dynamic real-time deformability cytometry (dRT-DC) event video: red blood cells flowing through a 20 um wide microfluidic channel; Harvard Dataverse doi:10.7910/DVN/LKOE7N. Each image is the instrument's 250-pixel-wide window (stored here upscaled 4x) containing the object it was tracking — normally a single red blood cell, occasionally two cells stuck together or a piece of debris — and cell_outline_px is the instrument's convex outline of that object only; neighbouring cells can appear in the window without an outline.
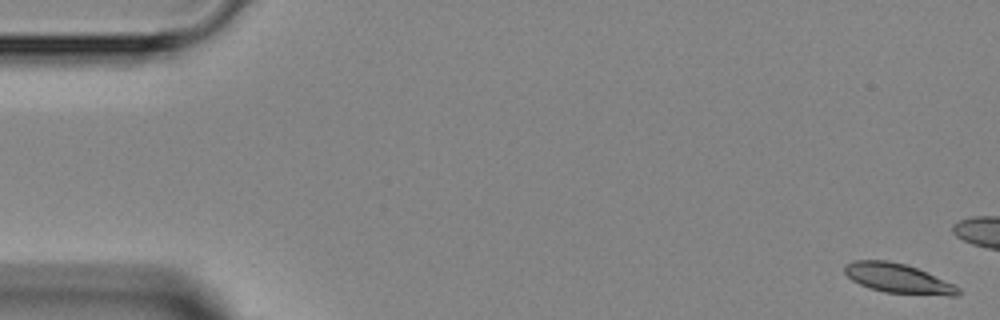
{"species": "Egyptian fruit bat (a non-hibernating species)", "species_latin": "Rousettus aegyptiacus", "temperature_condition": "room temperature", "stored_images_in_passage": 2, "camera_frame_rate_fps": 3000, "um_per_image_px": 0.085, "animal": {"sex": "female"}, "frame": {"image": 1, "passage_image": 1, "time_ms": 0.0, "image_size_px": [1000, 320], "cell_outline_px": [[960, 292], [956, 296], [948, 296], [884, 292], [860, 284], [852, 280], [844, 272], [844, 264], [852, 260], [888, 260], [904, 264], [916, 268], [952, 284], [960, 288]], "centroid_in_image_um": [76.29, 23.66], "position_along_channel_um": 8.7, "area_um2": 19.31}}